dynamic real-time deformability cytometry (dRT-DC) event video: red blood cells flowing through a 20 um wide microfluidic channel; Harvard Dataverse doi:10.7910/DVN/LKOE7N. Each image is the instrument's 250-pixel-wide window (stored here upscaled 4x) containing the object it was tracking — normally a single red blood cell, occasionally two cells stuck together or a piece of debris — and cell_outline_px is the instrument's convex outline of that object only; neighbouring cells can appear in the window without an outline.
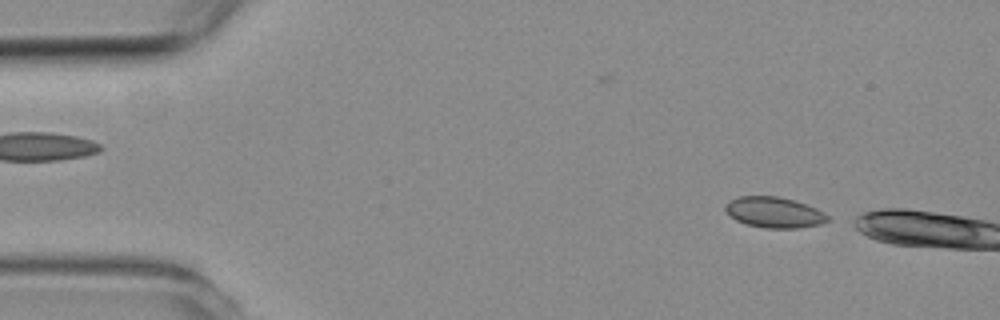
{"species": "common noctule bat (a hibernating species)", "species_latin": "Nyctalus noctula", "temperature_condition": "room temperature", "stored_images_in_passage": 2, "camera_frame_rate_fps": 3000, "um_per_image_px": 0.085, "animal": {"sex": "female", "body_mass_g": 19.3, "forearm_length_mm": 54.1}, "frame": {"image": 1, "passage_image": 1, "time_ms": 0.0, "image_size_px": [1000, 320], "cell_outline_px": [[832, 220], [820, 224], [800, 228], [764, 228], [744, 224], [728, 216], [724, 212], [724, 204], [728, 200], [740, 196], [780, 196], [796, 200], [816, 208], [828, 216]], "centroid_in_image_um": [65.76, 18.05], "position_along_channel_um": 19.2, "area_um2": 18.79}}